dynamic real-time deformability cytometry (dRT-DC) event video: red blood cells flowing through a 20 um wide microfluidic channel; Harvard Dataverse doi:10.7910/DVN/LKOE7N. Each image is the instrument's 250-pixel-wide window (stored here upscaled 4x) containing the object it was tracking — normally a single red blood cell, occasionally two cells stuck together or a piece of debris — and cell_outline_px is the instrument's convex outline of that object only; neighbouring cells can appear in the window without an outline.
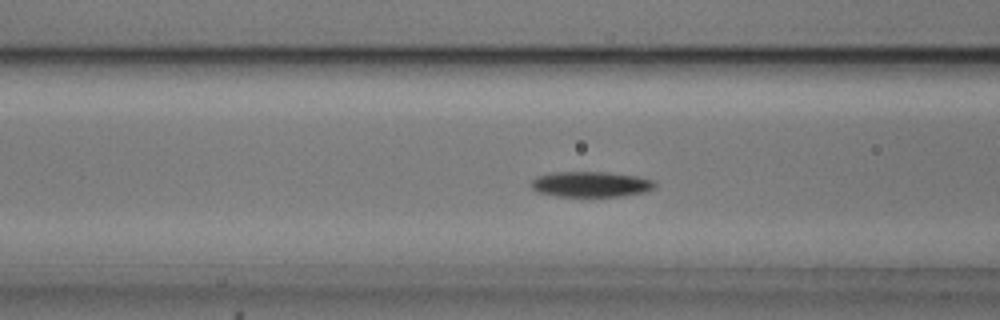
{"species": "common noctule bat (a hibernating species)", "species_latin": "Nyctalus noctula", "temperature_condition": "cold", "stored_images_in_passage": 40, "camera_frame_rate_fps": 3000, "um_per_image_px": 0.085, "animal": {"sex": "male", "body_mass_g": 20.5, "forearm_length_mm": 52.5}, "frame": {"image": 1, "passage_image": 6, "time_ms": 1.667, "image_size_px": [1000, 320], "cell_outline_px": [[656, 184], [652, 188], [644, 192], [620, 196], [556, 196], [536, 192], [528, 184], [536, 176], [552, 172], [608, 172], [636, 176], [656, 180]], "centroid_in_image_um": [50.17, 15.65], "position_along_channel_um": 116.4, "area_um2": 18.5}}
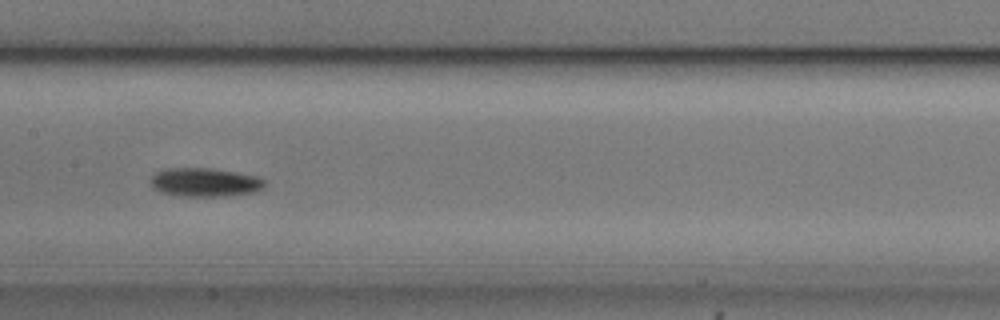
{"frame": {"image": 2, "passage_image": 12, "time_ms": 3.667, "image_size_px": [1000, 320], "cell_outline_px": [[264, 188], [252, 192], [228, 196], [184, 196], [160, 192], [152, 188], [148, 180], [156, 172], [164, 168], [212, 168], [236, 172], [256, 176], [264, 180]], "centroid_in_image_um": [17.36, 15.49], "position_along_channel_um": 190.0, "area_um2": 19.19}}
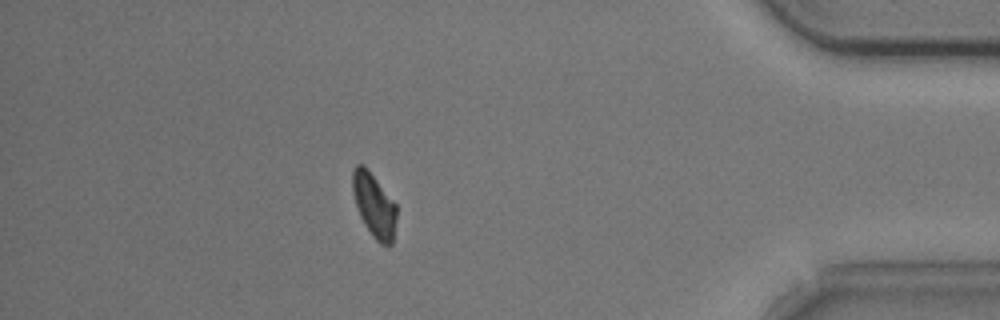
{"frame": {"image": 3, "passage_image": 33, "time_ms": 10.667, "image_size_px": [1000, 320], "cell_outline_px": [[396, 220], [392, 244], [380, 244], [372, 236], [364, 224], [360, 216], [352, 192], [352, 172], [356, 164], [364, 164], [396, 204]], "centroid_in_image_um": [31.78, 17.43], "position_along_channel_um": 403.4, "area_um2": 16.3}, "authors_computed_cell_mechanics": {"area_um2": 17.3111, "velocity_mm_per_s": 3.6677, "shape_relaxation_time_tau1_ms": 2.5455, "shape_relaxation_time_tau2_ms": null, "deformation_change_tau1": 0.1017, "deformation_change_tau2": null}}